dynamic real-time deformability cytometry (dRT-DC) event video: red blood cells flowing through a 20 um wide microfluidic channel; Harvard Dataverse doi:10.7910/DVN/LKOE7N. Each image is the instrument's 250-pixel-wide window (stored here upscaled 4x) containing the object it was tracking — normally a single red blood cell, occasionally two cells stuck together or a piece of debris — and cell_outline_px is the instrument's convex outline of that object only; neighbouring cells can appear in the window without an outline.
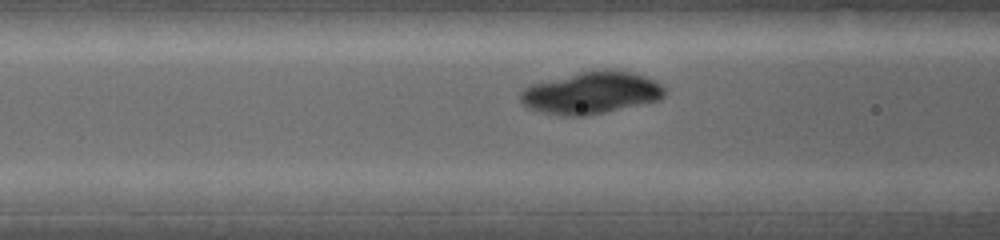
{"species": "common noctule bat (a hibernating species)", "species_latin": "Nyctalus noctula", "temperature_condition": "warm", "stored_images_in_passage": 7, "segment_of_instrument_passage": [2, 2], "camera_frame_rate_fps": 5000, "um_per_image_px": 0.085, "animal": {"sex": "female", "body_mass_g": 19.0, "forearm_length_mm": 53.3}, "frame": {"image": 1, "passage_image": 7, "time_ms": 1.2, "image_size_px": [1000, 240], "cell_outline_px": [[868, 200], [860, 212], [772, 212], [772, 200], [780, 192], [856, 192]], "centroid_in_image_um": [69.57, 17.18], "position_along_channel_um": 97.0, "area_um2": 12.95}}